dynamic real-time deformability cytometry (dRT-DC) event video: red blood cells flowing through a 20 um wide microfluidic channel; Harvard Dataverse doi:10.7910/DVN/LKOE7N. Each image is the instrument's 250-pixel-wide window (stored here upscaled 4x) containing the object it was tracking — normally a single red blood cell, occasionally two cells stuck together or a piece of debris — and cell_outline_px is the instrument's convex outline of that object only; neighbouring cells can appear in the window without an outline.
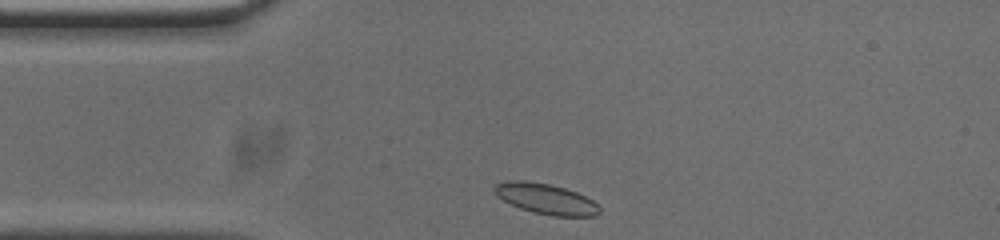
{"species": "common noctule bat (a hibernating species)", "species_latin": "Nyctalus noctula", "temperature_condition": "cold", "stored_images_in_passage": 32, "camera_frame_rate_fps": 3000, "um_per_image_px": 0.085, "animal": {"sex": "male", "body_mass_g": 20.0, "forearm_length_mm": 53.3}, "frame": {"image": 1, "passage_image": 1, "time_ms": 0.0, "image_size_px": [1000, 240], "cell_outline_px": [[600, 212], [596, 216], [552, 216], [532, 212], [520, 208], [496, 196], [492, 188], [496, 184], [508, 180], [524, 180], [548, 184], [564, 188], [576, 192], [592, 200], [600, 208]], "centroid_in_image_um": [46.37, 16.9], "position_along_channel_um": 38.6, "area_um2": 18.61}}
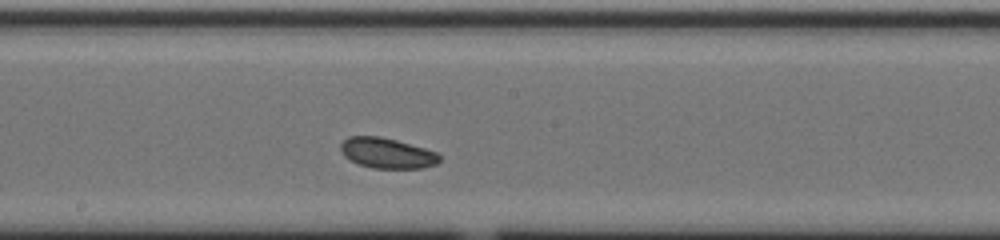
{"frame": {"image": 2, "passage_image": 17, "time_ms": 5.333, "image_size_px": [1000, 240], "cell_outline_px": [[440, 160], [436, 164], [420, 168], [372, 168], [360, 164], [344, 156], [340, 152], [340, 144], [348, 136], [380, 136], [396, 140], [424, 148], [436, 152], [440, 156]], "centroid_in_image_um": [32.87, 13.0], "position_along_channel_um": 215.3, "area_um2": 17.4}}
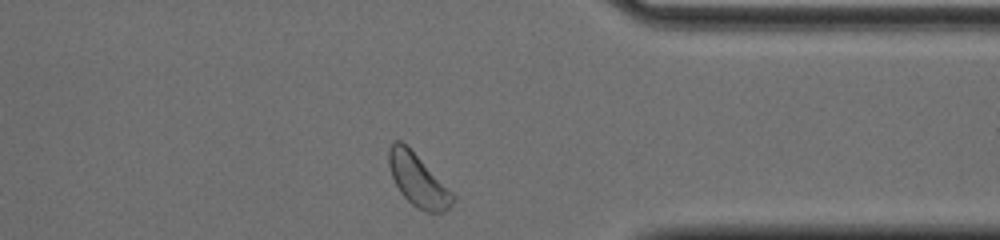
{"frame": {"image": 3, "passage_image": 31, "time_ms": 10.0, "image_size_px": [1000, 240], "cell_outline_px": [[456, 200], [444, 212], [428, 212], [412, 204], [400, 192], [392, 176], [388, 164], [388, 148], [392, 140], [400, 140], [456, 196]], "centroid_in_image_um": [35.5, 15.32], "position_along_channel_um": 375.9, "area_um2": 18.9}, "authors_computed_cell_mechanics": {"area_um2": 17.8891, "velocity_mm_per_s": 3.6948, "shape_relaxation_time_tau1_ms": 4.736, "shape_relaxation_time_tau2_ms": 11.2516, "deformation_change_tau1": 0.0517, "deformation_change_tau2": 0.1371}}